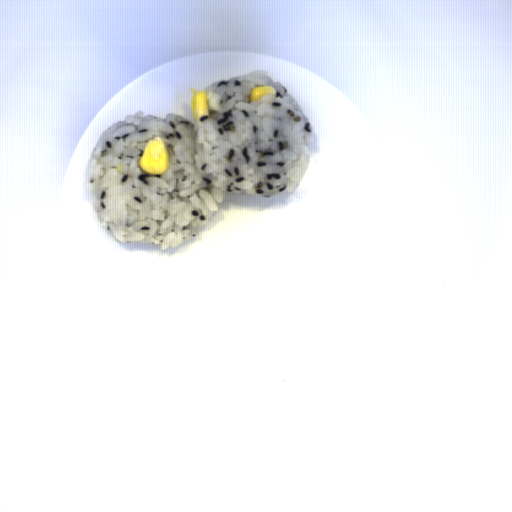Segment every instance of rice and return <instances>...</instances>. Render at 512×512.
<instances>
[{
  "label": "rice",
  "instance_id": "1",
  "mask_svg": "<svg viewBox=\"0 0 512 512\" xmlns=\"http://www.w3.org/2000/svg\"><path fill=\"white\" fill-rule=\"evenodd\" d=\"M270 85L277 98L250 101L252 88ZM208 115L193 122L125 116L99 136L88 162L91 207L124 244L176 248L191 241L224 202L227 192L271 197L292 192L311 163L312 125L298 102L266 69L209 84ZM144 115V116H143ZM160 138L169 153L164 174L139 167L146 144Z\"/></svg>",
  "mask_w": 512,
  "mask_h": 512
}]
</instances>
